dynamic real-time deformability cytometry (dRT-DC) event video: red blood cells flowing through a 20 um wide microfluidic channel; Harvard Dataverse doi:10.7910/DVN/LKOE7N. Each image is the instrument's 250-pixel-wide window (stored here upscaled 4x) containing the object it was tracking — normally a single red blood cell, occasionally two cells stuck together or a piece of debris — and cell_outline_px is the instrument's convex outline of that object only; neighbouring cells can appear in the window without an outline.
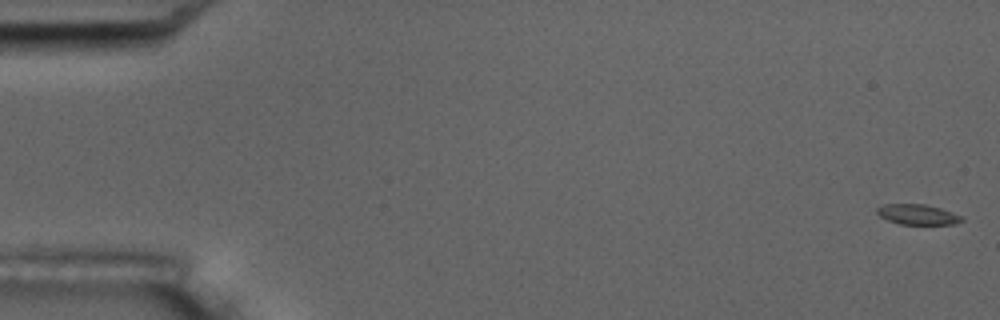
{"species": "common noctule bat (a hibernating species)", "species_latin": "Nyctalus noctula", "temperature_condition": "room temperature", "stored_images_in_passage": 7, "camera_frame_rate_fps": 3000, "um_per_image_px": 0.085, "animal": {"sex": "male", "body_mass_g": 17.5, "forearm_length_mm": 52.3}, "frame": {"image": 1, "passage_image": 1, "time_ms": 0.0, "image_size_px": [1000, 320], "cell_outline_px": [[964, 220], [956, 224], [900, 224], [888, 220], [880, 216], [876, 212], [876, 208], [884, 204], [924, 204], [940, 208], [964, 216]], "centroid_in_image_um": [78.02, 18.23], "position_along_channel_um": 7.0, "area_um2": 10.06}}
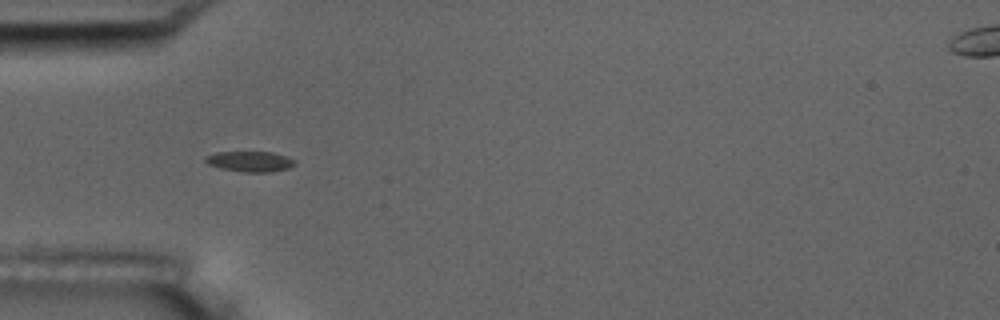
{"frame": {"image": 2, "passage_image": 6, "time_ms": 5.667, "image_size_px": [1000, 320], "cell_outline_px": [[296, 164], [288, 168], [272, 172], [244, 172], [220, 168], [208, 164], [204, 160], [204, 156], [216, 152], [272, 152], [288, 156], [296, 160]], "centroid_in_image_um": [21.27, 13.72], "position_along_channel_um": 63.7, "area_um2": 10.81}}